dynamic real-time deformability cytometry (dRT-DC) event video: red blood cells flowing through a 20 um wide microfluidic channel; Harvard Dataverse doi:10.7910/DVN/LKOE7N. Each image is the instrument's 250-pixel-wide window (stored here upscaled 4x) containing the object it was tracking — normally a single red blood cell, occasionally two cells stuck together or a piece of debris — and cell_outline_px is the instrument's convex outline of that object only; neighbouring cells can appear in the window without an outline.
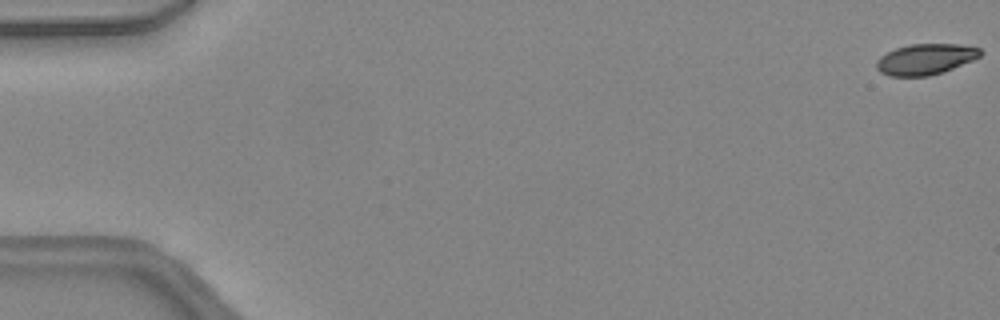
{"species": "common noctule bat (a hibernating species)", "species_latin": "Nyctalus noctula", "temperature_condition": "warm", "stored_images_in_passage": 14, "camera_frame_rate_fps": 3000, "um_per_image_px": 0.085, "animal": {"sex": "female", "body_mass_g": 24.6, "forearm_length_mm": 56.2}, "frame": {"image": 1, "passage_image": 1, "time_ms": 0.0, "image_size_px": [1000, 320], "cell_outline_px": [[980, 56], [972, 60], [952, 68], [928, 76], [888, 76], [880, 72], [876, 68], [876, 60], [880, 56], [896, 48], [908, 44], [960, 44], [980, 48]], "centroid_in_image_um": [78.61, 5.03], "position_along_channel_um": 6.4, "area_um2": 18.5}}